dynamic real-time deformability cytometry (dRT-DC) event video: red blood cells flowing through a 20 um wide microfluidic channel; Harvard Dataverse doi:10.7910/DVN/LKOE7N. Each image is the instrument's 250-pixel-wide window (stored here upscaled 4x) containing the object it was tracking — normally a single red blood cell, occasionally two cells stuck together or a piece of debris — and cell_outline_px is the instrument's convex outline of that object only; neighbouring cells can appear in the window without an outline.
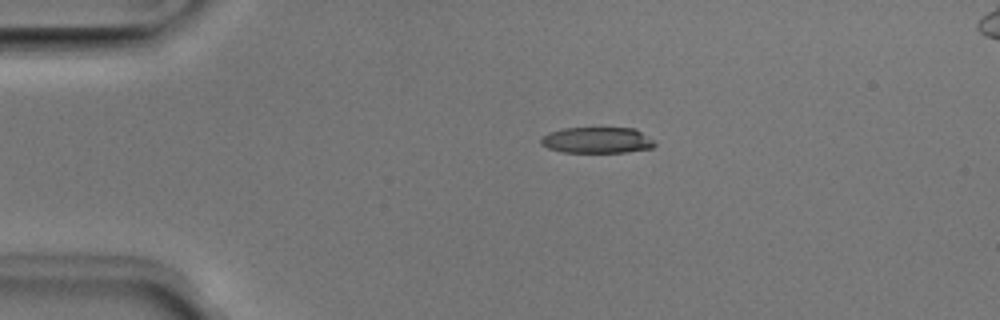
{"species": "Egyptian fruit bat (a non-hibernating species)", "species_latin": "Rousettus aegyptiacus", "temperature_condition": "room temperature", "stored_images_in_passage": 41, "camera_frame_rate_fps": 3000, "um_per_image_px": 0.085, "animal": {"sex": "male"}, "frame": {"image": 1, "passage_image": 1, "time_ms": 0.0, "image_size_px": [1000, 320], "cell_outline_px": [[656, 144], [652, 148], [624, 152], [560, 152], [548, 148], [540, 144], [540, 140], [548, 132], [564, 128], [636, 128], [652, 140]], "centroid_in_image_um": [50.72, 11.91], "position_along_channel_um": 34.3, "area_um2": 17.22}}
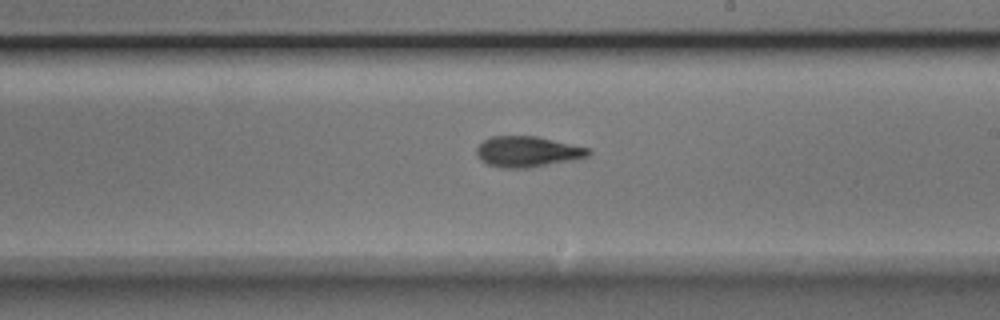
{"frame": {"image": 2, "passage_image": 20, "time_ms": 6.333, "image_size_px": [1000, 320], "cell_outline_px": [[592, 152], [588, 156], [572, 160], [532, 168], [500, 168], [488, 164], [480, 160], [476, 152], [476, 148], [484, 140], [492, 136], [536, 136], [592, 148]], "centroid_in_image_um": [44.86, 12.9], "position_along_channel_um": 244.1, "area_um2": 20.23}}
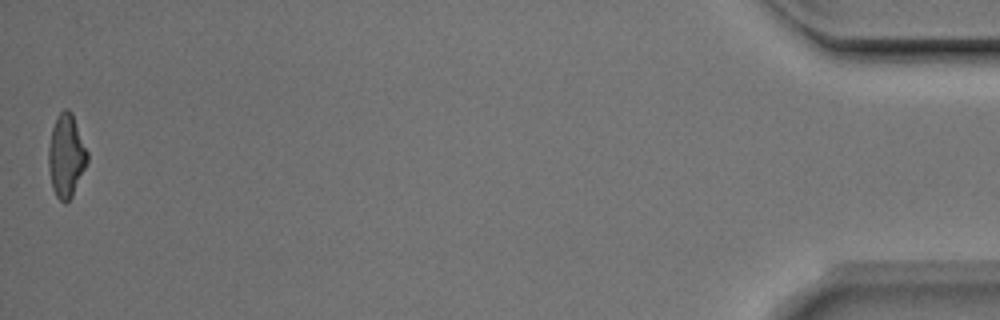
{"frame": {"image": 3, "passage_image": 41, "time_ms": 13.333, "image_size_px": [1000, 320], "cell_outline_px": [[88, 160], [72, 196], [64, 204], [56, 196], [52, 188], [48, 164], [48, 148], [52, 128], [56, 116], [64, 108], [68, 108], [72, 112], [88, 152]], "centroid_in_image_um": [5.62, 13.21], "position_along_channel_um": 429.6, "area_um2": 18.79}, "authors_computed_cell_mechanics": {"area_um2": 19.1896, "velocity_mm_per_s": 3.9957, "shape_relaxation_time_tau1_ms": 4.7781, "shape_relaxation_time_tau2_ms": 2.8808, "deformation_change_tau1": 0.1837, "deformation_change_tau2": 0.1231}}